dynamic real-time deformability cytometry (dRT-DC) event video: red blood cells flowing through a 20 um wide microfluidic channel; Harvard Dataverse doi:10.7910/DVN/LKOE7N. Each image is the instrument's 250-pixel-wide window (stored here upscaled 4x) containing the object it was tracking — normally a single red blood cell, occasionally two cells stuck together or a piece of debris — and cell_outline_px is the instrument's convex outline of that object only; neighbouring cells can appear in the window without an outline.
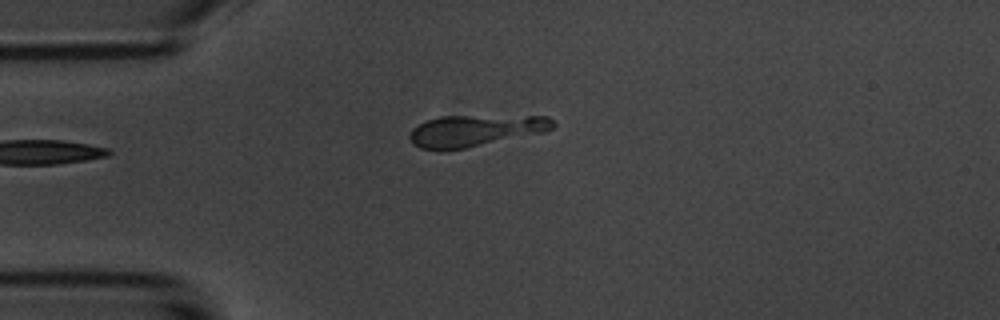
{"species": "common noctule bat (a hibernating species)", "species_latin": "Nyctalus noctula", "temperature_condition": "room temperature", "stored_images_in_passage": 3, "camera_frame_rate_fps": 3000, "um_per_image_px": 0.085, "animal": {"sex": "male", "body_mass_g": 20.1, "forearm_length_mm": 53.5}, "frame": {"image": 1, "passage_image": 3, "time_ms": 2.333, "image_size_px": [1000, 320], "cell_outline_px": [[556, 124], [552, 128], [544, 132], [444, 152], [420, 148], [412, 144], [408, 136], [412, 128], [428, 120], [440, 116], [548, 116]], "centroid_in_image_um": [40.34, 11.11], "position_along_channel_um": 44.7, "area_um2": 26.41}}